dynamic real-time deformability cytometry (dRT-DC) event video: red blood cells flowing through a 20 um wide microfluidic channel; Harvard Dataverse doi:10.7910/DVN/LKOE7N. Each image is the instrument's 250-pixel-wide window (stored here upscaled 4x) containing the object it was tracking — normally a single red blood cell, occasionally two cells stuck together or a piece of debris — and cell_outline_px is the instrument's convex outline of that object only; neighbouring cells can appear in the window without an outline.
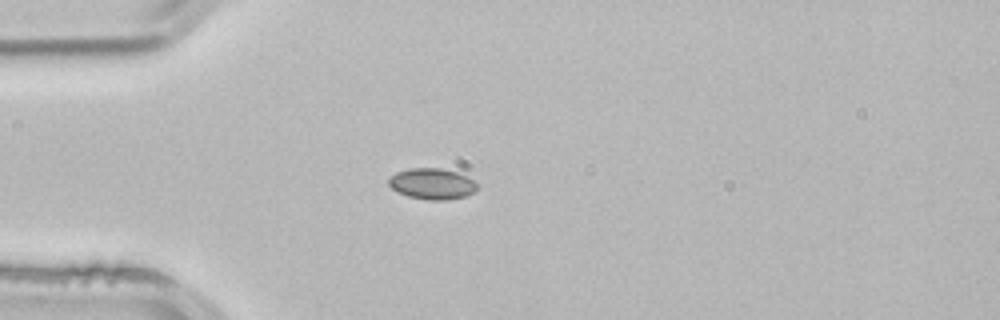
{"species": "common noctule bat (a hibernating species)", "species_latin": "Nyctalus noctula", "temperature_condition": "room temperature", "stored_images_in_passage": 4, "camera_frame_rate_fps": 3000, "um_per_image_px": 0.085, "animal": {"sex": "male", "body_mass_g": 21.5, "forearm_length_mm": 52.0}, "frame": {"image": 1, "passage_image": 4, "time_ms": 1.0, "image_size_px": [1000, 320], "cell_outline_px": [[476, 192], [464, 196], [448, 200], [428, 200], [408, 196], [396, 192], [388, 184], [388, 180], [396, 172], [412, 168], [440, 168], [460, 172], [472, 180], [476, 184]], "centroid_in_image_um": [36.73, 15.62], "position_along_channel_um": 48.3, "area_um2": 16.01}}